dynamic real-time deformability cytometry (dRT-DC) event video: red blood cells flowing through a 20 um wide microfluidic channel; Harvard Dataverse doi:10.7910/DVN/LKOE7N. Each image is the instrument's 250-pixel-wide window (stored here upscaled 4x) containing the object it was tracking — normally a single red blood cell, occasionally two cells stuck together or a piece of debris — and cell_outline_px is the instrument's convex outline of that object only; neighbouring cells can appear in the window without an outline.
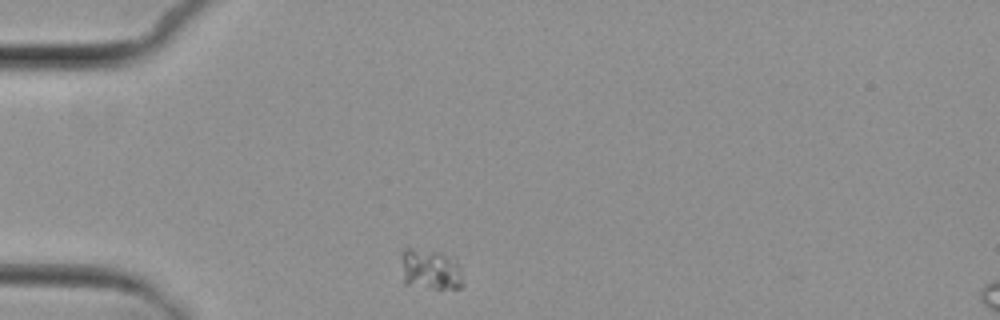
{"species": "common noctule bat (a hibernating species)", "species_latin": "Nyctalus noctula", "temperature_condition": "cold", "stored_images_in_passage": 3, "camera_frame_rate_fps": 3000, "um_per_image_px": 0.085, "animal": {"sex": "female", "body_mass_g": 29.2, "forearm_length_mm": 56.3}, "frame": {"image": 1, "passage_image": 1, "time_ms": 0.0, "image_size_px": [1000, 320], "cell_outline_px": [[464, 284], [460, 288], [432, 288], [404, 284], [404, 248], [412, 248], [440, 252], [460, 264], [464, 276]], "centroid_in_image_um": [36.68, 22.93], "position_along_channel_um": 48.3, "area_um2": 14.39}}